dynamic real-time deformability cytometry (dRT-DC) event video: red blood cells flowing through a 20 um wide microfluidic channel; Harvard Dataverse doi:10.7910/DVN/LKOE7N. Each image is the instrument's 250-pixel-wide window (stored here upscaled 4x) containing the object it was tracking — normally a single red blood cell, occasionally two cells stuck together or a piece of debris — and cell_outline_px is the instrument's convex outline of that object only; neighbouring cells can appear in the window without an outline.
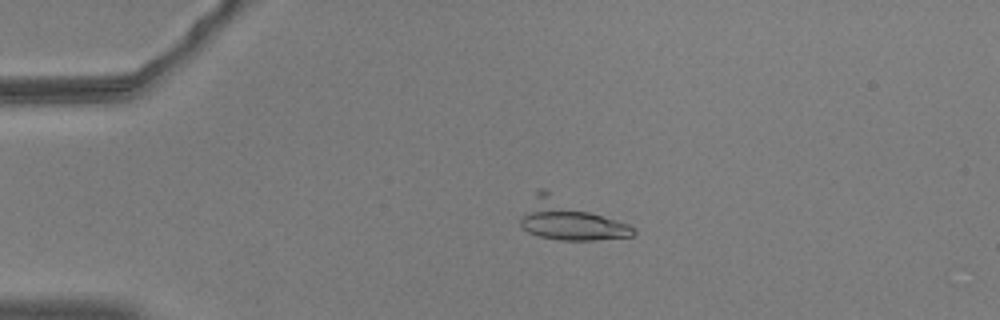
{"species": "common noctule bat (a hibernating species)", "species_latin": "Nyctalus noctula", "temperature_condition": "warm", "stored_images_in_passage": 27, "camera_frame_rate_fps": 3000, "um_per_image_px": 0.085, "animal": {"sex": "male", "body_mass_g": 20.5, "forearm_length_mm": 52.5}, "frame": {"image": 1, "passage_image": 6, "time_ms": 1.667, "image_size_px": [1000, 320], "cell_outline_px": [[636, 232], [632, 236], [592, 240], [560, 240], [540, 236], [528, 232], [520, 224], [520, 220], [536, 192], [540, 188], [544, 188], [628, 224], [636, 228]], "centroid_in_image_um": [48.44, 18.68], "position_along_channel_um": 36.6, "area_um2": 26.07}}
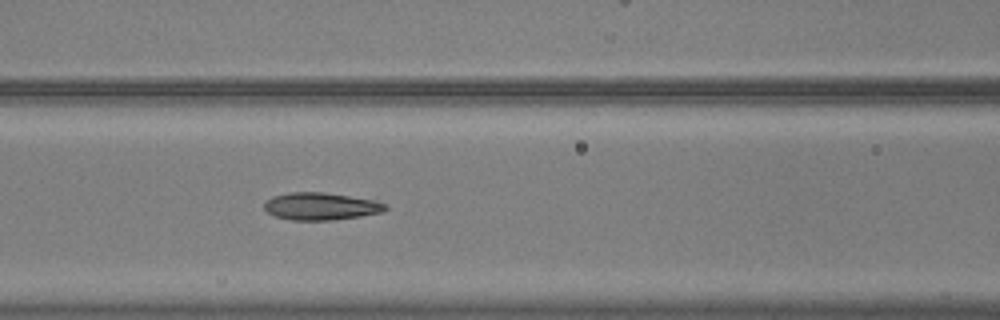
{"frame": {"image": 2, "passage_image": 18, "time_ms": 5.667, "image_size_px": [1000, 320], "cell_outline_px": [[388, 208], [384, 212], [360, 216], [332, 220], [292, 220], [276, 216], [268, 212], [264, 208], [264, 204], [272, 196], [288, 192], [324, 192], [376, 200], [384, 204]], "centroid_in_image_um": [27.29, 17.53], "position_along_channel_um": 139.3, "area_um2": 19.31}}
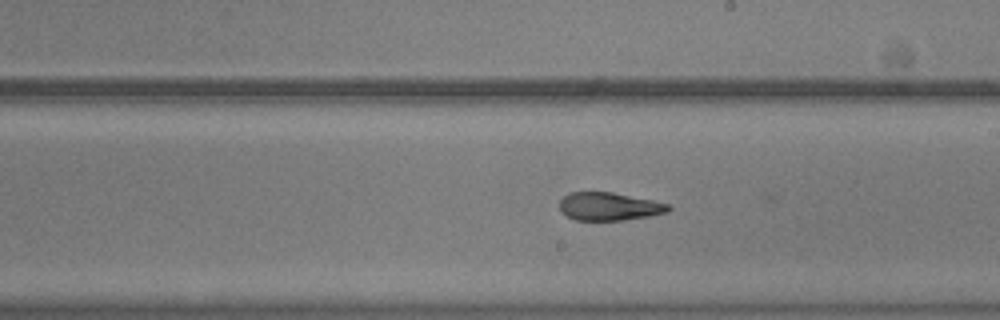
{"frame": {"image": 3, "passage_image": 26, "time_ms": 8.333, "image_size_px": [1000, 320], "cell_outline_px": [[672, 208], [668, 212], [648, 216], [624, 220], [576, 220], [568, 216], [560, 208], [560, 200], [568, 192], [612, 192], [652, 200], [668, 204]], "centroid_in_image_um": [51.79, 17.54], "position_along_channel_um": 237.2, "area_um2": 17.63}}